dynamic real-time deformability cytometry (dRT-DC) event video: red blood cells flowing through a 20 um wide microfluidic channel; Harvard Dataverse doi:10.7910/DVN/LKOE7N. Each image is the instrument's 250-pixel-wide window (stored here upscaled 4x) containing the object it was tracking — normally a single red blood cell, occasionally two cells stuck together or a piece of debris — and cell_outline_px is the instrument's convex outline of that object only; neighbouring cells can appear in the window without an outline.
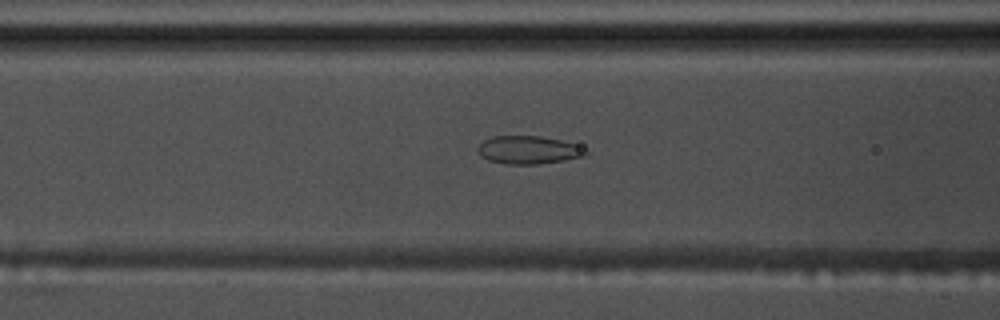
{"species": "common noctule bat (a hibernating species)", "species_latin": "Nyctalus noctula", "temperature_condition": "warm", "stored_images_in_passage": 46, "camera_frame_rate_fps": 3000, "um_per_image_px": 0.085, "animal": {"sex": "male", "body_mass_g": 17.5, "forearm_length_mm": 52.3}, "frame": {"image": 1, "passage_image": 19, "time_ms": 6.0, "image_size_px": [1000, 320], "cell_outline_px": [[588, 156], [564, 160], [536, 164], [508, 164], [488, 160], [480, 156], [476, 148], [484, 140], [492, 136], [540, 136], [560, 140], [572, 144], [588, 152]], "centroid_in_image_um": [44.87, 12.75], "position_along_channel_um": 121.7, "area_um2": 17.46}}
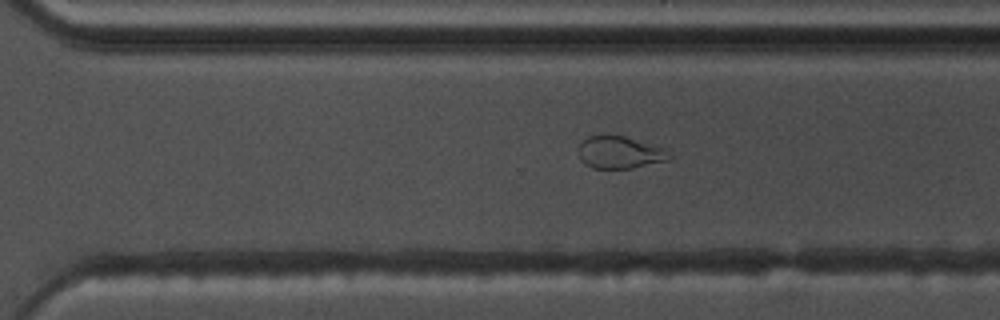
{"frame": {"image": 2, "passage_image": 35, "time_ms": 11.333, "image_size_px": [1000, 320], "cell_outline_px": [[672, 160], [632, 168], [592, 168], [584, 164], [580, 160], [580, 144], [588, 136], [604, 132], [624, 136], [664, 148], [672, 156]], "centroid_in_image_um": [52.68, 12.93], "position_along_channel_um": 317.9, "area_um2": 17.46}}
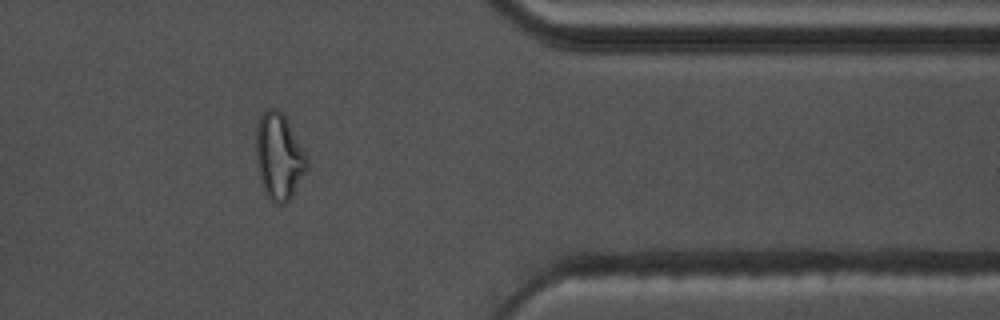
{"frame": {"image": 3, "passage_image": 42, "time_ms": 13.667, "image_size_px": [1000, 320], "cell_outline_px": [[308, 168], [292, 196], [284, 204], [276, 204], [264, 192], [260, 180], [256, 160], [256, 128], [260, 116], [268, 108], [276, 108], [288, 120], [308, 160]], "centroid_in_image_um": [23.7, 13.31], "position_along_channel_um": 387.7, "area_um2": 25.49}}